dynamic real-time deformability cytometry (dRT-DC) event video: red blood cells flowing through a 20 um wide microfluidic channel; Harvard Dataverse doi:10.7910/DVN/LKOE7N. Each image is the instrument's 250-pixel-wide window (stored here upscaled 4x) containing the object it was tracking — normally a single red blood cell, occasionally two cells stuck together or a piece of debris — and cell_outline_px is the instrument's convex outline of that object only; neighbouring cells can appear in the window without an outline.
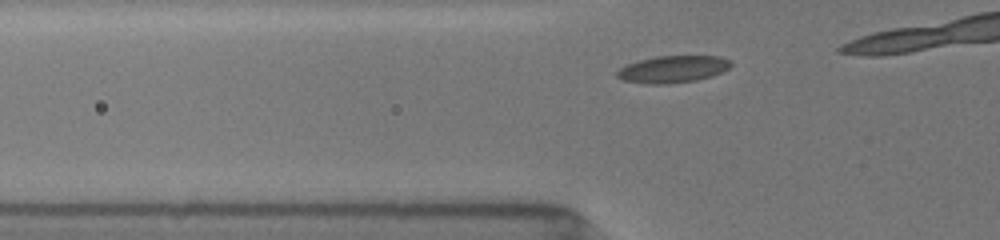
{"species": "common noctule bat (a hibernating species)", "species_latin": "Nyctalus noctula", "temperature_condition": "room temperature", "stored_images_in_passage": 6, "camera_frame_rate_fps": 3000, "um_per_image_px": 0.085, "animal": {"sex": "female", "body_mass_g": 19.5, "forearm_length_mm": 54.1}, "frame": {"image": 1, "passage_image": 2, "time_ms": 0.333, "image_size_px": [1000, 240], "cell_outline_px": [[732, 64], [728, 68], [712, 76], [696, 80], [668, 84], [644, 84], [624, 80], [616, 76], [616, 72], [620, 68], [628, 64], [640, 60], [656, 56], [720, 56], [732, 60]], "centroid_in_image_um": [57.2, 5.88], "position_along_channel_um": 68.6, "area_um2": 17.92}}
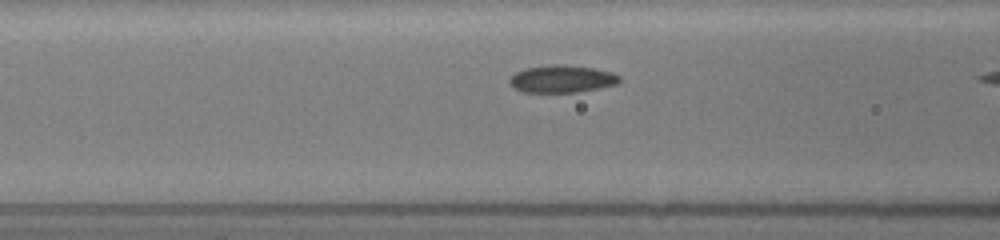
{"frame": {"image": 2, "passage_image": 5, "time_ms": 1.333, "image_size_px": [1000, 240], "cell_outline_px": [[620, 80], [616, 84], [600, 88], [576, 92], [520, 92], [508, 84], [508, 80], [516, 72], [524, 68], [552, 64], [560, 64], [592, 68], [612, 72], [620, 76]], "centroid_in_image_um": [47.72, 6.71], "position_along_channel_um": 118.9, "area_um2": 17.63}}